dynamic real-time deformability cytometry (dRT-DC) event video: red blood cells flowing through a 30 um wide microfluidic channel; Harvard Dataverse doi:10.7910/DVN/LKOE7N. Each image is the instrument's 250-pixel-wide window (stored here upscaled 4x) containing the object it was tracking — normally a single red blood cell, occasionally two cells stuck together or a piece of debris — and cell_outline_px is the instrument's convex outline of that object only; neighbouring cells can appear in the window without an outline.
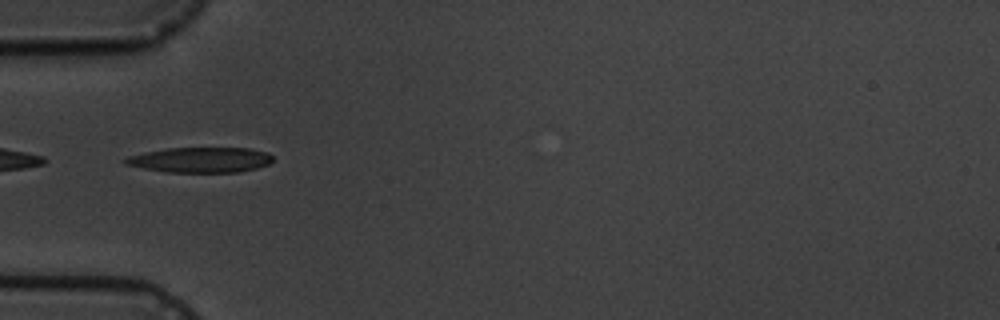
{"species": "common noctule bat (a hibernating species)", "species_latin": "Nyctalus noctula", "temperature_condition": "cold", "stored_images_in_passage": 11, "camera_frame_rate_fps": 3000, "um_per_image_px": 0.085, "animal": {"sex": "male", "body_mass_g": 19.5, "forearm_length_mm": 54.6}, "frame": {"image": 1, "passage_image": 5, "time_ms": 5.333, "image_size_px": [1000, 320], "cell_outline_px": [[272, 160], [268, 164], [256, 168], [240, 172], [168, 172], [144, 168], [124, 164], [120, 160], [128, 156], [144, 152], [168, 148], [248, 148], [268, 152], [272, 156]], "centroid_in_image_um": [17.01, 13.58], "position_along_channel_um": 68.0, "area_um2": 21.73}}
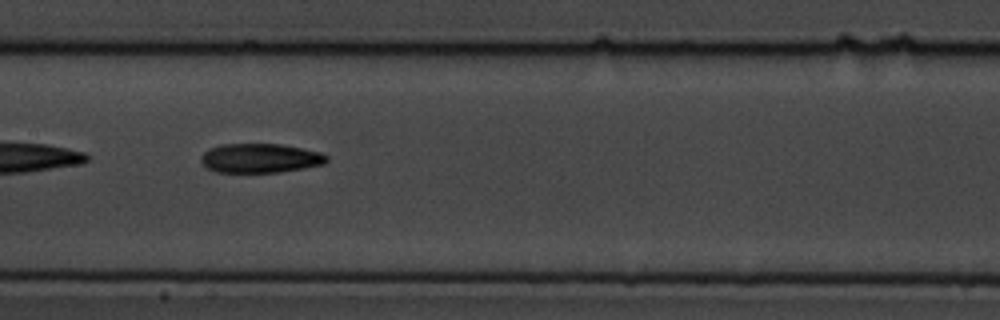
{"frame": {"image": 2, "passage_image": 8, "time_ms": 8.667, "image_size_px": [1000, 320], "cell_outline_px": [[328, 160], [324, 164], [304, 168], [280, 172], [216, 172], [208, 168], [200, 160], [200, 156], [208, 148], [224, 144], [280, 144], [320, 152], [328, 156]], "centroid_in_image_um": [22.11, 13.44], "position_along_channel_um": 185.3, "area_um2": 21.39}}
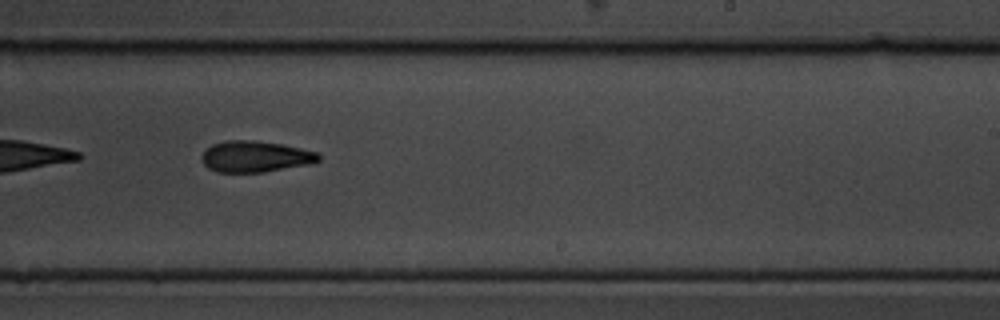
{"frame": {"image": 3, "passage_image": 10, "time_ms": 11.0, "image_size_px": [1000, 320], "cell_outline_px": [[320, 160], [312, 164], [264, 172], [216, 172], [208, 168], [204, 164], [204, 152], [212, 144], [224, 140], [252, 140], [280, 144], [300, 148], [316, 152], [320, 156]], "centroid_in_image_um": [21.73, 13.31], "position_along_channel_um": 267.3, "area_um2": 21.1}}